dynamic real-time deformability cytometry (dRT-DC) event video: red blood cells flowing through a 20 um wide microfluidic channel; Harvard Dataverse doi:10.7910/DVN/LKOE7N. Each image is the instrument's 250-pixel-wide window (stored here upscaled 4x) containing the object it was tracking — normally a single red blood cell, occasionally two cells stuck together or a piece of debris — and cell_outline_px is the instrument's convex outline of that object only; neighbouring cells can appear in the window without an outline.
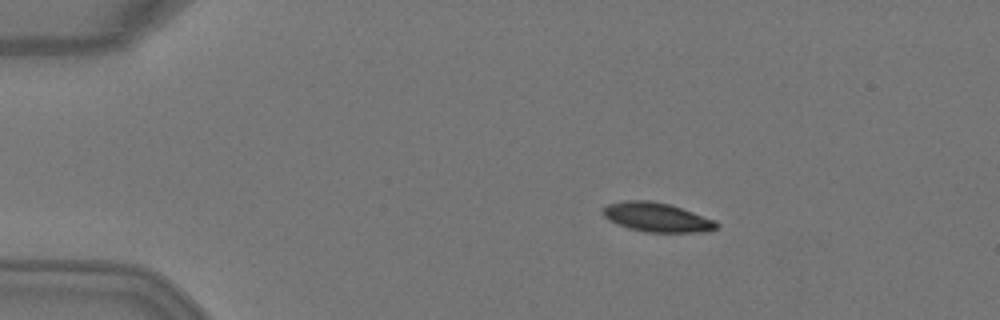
{"species": "Egyptian fruit bat (a non-hibernating species)", "species_latin": "Rousettus aegyptiacus", "temperature_condition": "warm", "stored_images_in_passage": 4, "camera_frame_rate_fps": 3000, "um_per_image_px": 0.085, "animal": {"sex": "female"}, "frame": {"image": 1, "passage_image": 3, "time_ms": 0.667, "image_size_px": [1000, 320], "cell_outline_px": [[720, 224], [716, 228], [708, 232], [644, 232], [628, 228], [616, 224], [608, 220], [600, 212], [608, 204], [624, 200], [648, 200], [668, 204], [716, 220]], "centroid_in_image_um": [55.81, 18.48], "position_along_channel_um": 29.2, "area_um2": 19.42}}